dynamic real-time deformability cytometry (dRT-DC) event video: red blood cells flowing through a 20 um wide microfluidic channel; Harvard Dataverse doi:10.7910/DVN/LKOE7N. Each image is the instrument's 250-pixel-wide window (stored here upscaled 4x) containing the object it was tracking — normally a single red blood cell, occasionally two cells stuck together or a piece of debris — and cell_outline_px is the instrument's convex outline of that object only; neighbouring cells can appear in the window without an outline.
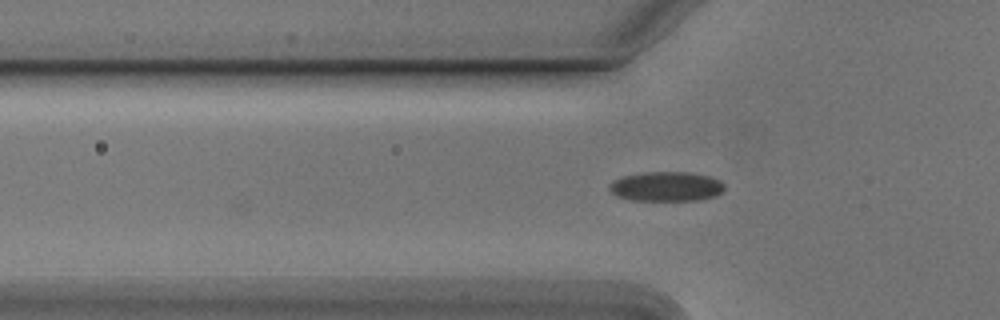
{"species": "Egyptian fruit bat (a non-hibernating species)", "species_latin": "Rousettus aegyptiacus", "temperature_condition": "cold", "stored_images_in_passage": 7, "camera_frame_rate_fps": 3000, "um_per_image_px": 0.085, "animal": {"sex": "male"}, "frame": {"image": 1, "passage_image": 7, "time_ms": 2.0, "image_size_px": [1000, 320], "cell_outline_px": [[724, 192], [716, 196], [700, 200], [632, 200], [616, 196], [608, 188], [608, 184], [612, 180], [624, 176], [644, 172], [688, 172], [708, 176], [720, 180], [724, 184]], "centroid_in_image_um": [56.64, 15.85], "position_along_channel_um": 69.2, "area_um2": 20.0}}